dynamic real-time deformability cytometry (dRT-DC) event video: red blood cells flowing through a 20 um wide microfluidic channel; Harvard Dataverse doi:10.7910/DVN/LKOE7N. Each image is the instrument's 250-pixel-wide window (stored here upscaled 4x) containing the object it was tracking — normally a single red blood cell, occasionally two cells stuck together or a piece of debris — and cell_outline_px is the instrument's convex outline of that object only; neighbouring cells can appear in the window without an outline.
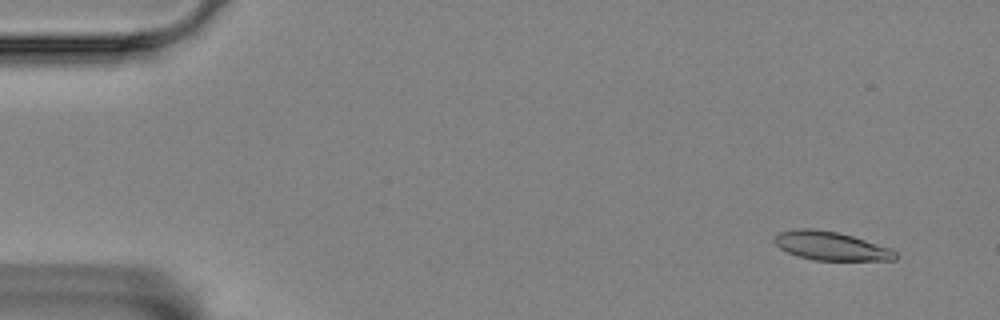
{"species": "Egyptian fruit bat (a non-hibernating species)", "species_latin": "Rousettus aegyptiacus", "temperature_condition": "room temperature", "stored_images_in_passage": 55, "camera_frame_rate_fps": 3000, "um_per_image_px": 0.085, "animal": {"sex": "female"}, "frame": {"image": 1, "passage_image": 1, "time_ms": 0.0, "image_size_px": [1000, 320], "cell_outline_px": [[896, 260], [812, 260], [796, 256], [780, 248], [772, 240], [780, 232], [800, 228], [812, 228], [836, 232], [852, 236], [892, 248], [896, 252]], "centroid_in_image_um": [70.62, 20.91], "position_along_channel_um": 14.4, "area_um2": 20.11}}
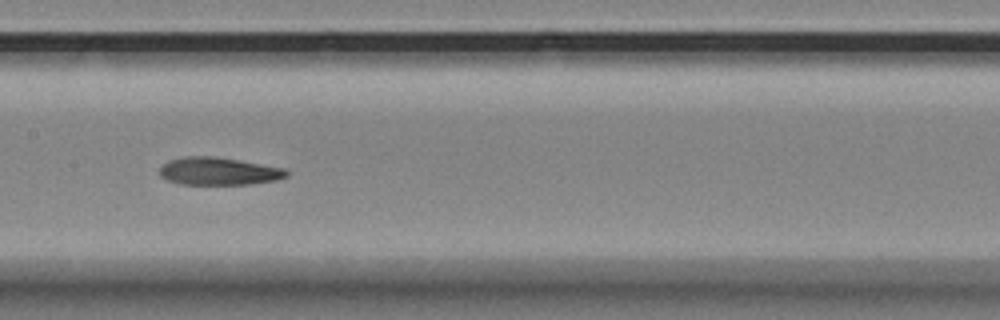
{"frame": {"image": 2, "passage_image": 26, "time_ms": 8.333, "image_size_px": [1000, 320], "cell_outline_px": [[288, 176], [276, 180], [252, 184], [180, 184], [168, 180], [160, 176], [160, 168], [168, 160], [180, 156], [212, 156], [284, 168], [288, 172]], "centroid_in_image_um": [18.55, 14.55], "position_along_channel_um": 188.8, "area_um2": 20.35}}
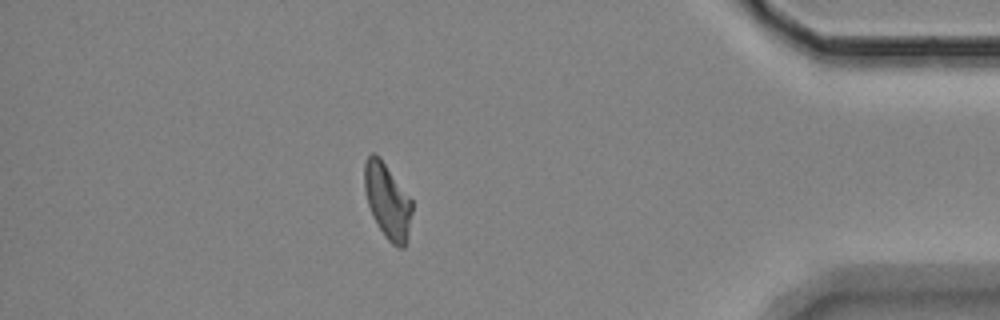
{"frame": {"image": 3, "passage_image": 48, "time_ms": 15.667, "image_size_px": [1000, 320], "cell_outline_px": [[412, 212], [404, 248], [400, 248], [392, 244], [384, 236], [372, 216], [368, 204], [364, 188], [364, 164], [368, 156], [372, 152], [376, 152], [380, 156], [412, 200]], "centroid_in_image_um": [32.91, 17.04], "position_along_channel_um": 402.3, "area_um2": 20.81}, "authors_computed_cell_mechanics": {"area_um2": 20.9236, "velocity_mm_per_s": 3.4332, "shape_relaxation_time_tau1_ms": 9.7228, "shape_relaxation_time_tau2_ms": 3.2294, "deformation_change_tau1": 0.2499, "deformation_change_tau2": 0.1181}}